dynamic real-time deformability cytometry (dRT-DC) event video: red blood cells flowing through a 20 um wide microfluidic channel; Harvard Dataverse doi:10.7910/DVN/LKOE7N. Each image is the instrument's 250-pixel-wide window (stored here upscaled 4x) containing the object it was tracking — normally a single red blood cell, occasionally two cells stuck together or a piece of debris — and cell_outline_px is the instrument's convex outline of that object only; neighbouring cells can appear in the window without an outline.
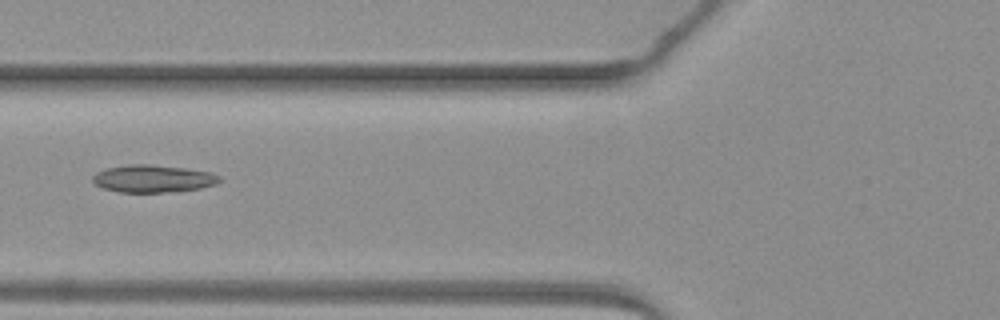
{"species": "common noctule bat (a hibernating species)", "species_latin": "Nyctalus noctula", "temperature_condition": "warm", "stored_images_in_passage": 5, "camera_frame_rate_fps": 3000, "um_per_image_px": 0.085, "animal": {"sex": "female", "body_mass_g": 19.3, "forearm_length_mm": 54.1}, "frame": {"image": 1, "passage_image": 5, "time_ms": 5.333, "image_size_px": [1000, 320], "cell_outline_px": [[220, 180], [216, 184], [200, 188], [176, 192], [120, 192], [104, 188], [96, 184], [92, 180], [92, 176], [96, 172], [108, 168], [128, 164], [152, 164], [184, 168], [212, 172], [220, 176]], "centroid_in_image_um": [13.03, 15.18], "position_along_channel_um": 112.8, "area_um2": 20.35}}